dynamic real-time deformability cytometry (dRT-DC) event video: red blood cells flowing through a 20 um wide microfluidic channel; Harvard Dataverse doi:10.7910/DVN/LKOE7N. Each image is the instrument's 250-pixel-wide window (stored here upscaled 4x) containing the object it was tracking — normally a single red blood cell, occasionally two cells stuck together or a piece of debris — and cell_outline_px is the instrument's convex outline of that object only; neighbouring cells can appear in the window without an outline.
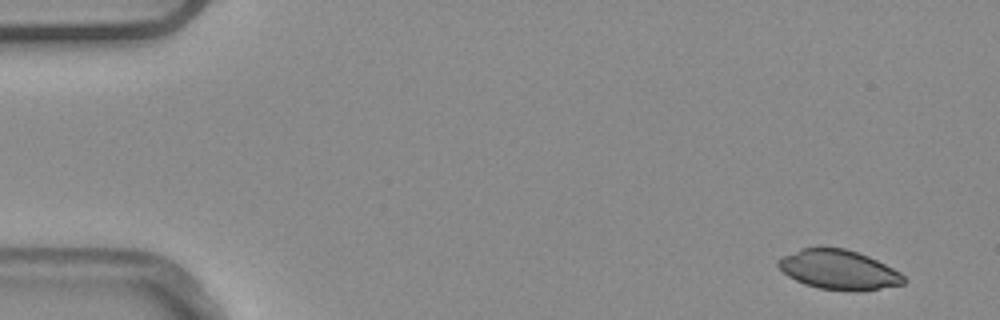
{"species": "common noctule bat (a hibernating species)", "species_latin": "Nyctalus noctula", "temperature_condition": "warm", "stored_images_in_passage": 6, "camera_frame_rate_fps": 3000, "um_per_image_px": 0.085, "animal": {"sex": "male", "body_mass_g": 20.4}, "frame": {"image": 1, "passage_image": 1, "time_ms": 0.0, "image_size_px": [1000, 320], "cell_outline_px": [[908, 280], [904, 284], [880, 288], [820, 288], [804, 284], [788, 276], [776, 264], [784, 256], [800, 248], [820, 244], [844, 248], [868, 256], [900, 272]], "centroid_in_image_um": [71.25, 22.85], "position_along_channel_um": 13.8, "area_um2": 28.38}}